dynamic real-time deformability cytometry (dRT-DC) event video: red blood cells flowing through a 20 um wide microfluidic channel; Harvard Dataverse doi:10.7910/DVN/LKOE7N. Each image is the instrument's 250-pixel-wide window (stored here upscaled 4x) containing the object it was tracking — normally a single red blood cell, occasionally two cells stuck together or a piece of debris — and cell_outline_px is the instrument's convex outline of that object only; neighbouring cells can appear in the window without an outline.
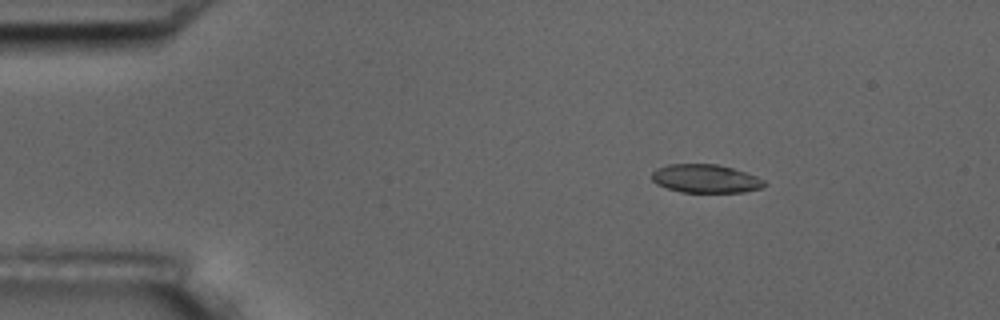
{"species": "common noctule bat (a hibernating species)", "species_latin": "Nyctalus noctula", "temperature_condition": "room temperature", "stored_images_in_passage": 8, "camera_frame_rate_fps": 3000, "um_per_image_px": 0.085, "animal": {"sex": "male", "body_mass_g": 17.5, "forearm_length_mm": 52.3}, "frame": {"image": 1, "passage_image": 3, "time_ms": 2.333, "image_size_px": [1000, 320], "cell_outline_px": [[768, 184], [760, 188], [744, 192], [680, 192], [656, 184], [652, 180], [652, 172], [656, 168], [668, 164], [716, 164], [732, 168], [756, 176], [764, 180]], "centroid_in_image_um": [59.96, 15.18], "position_along_channel_um": 25.0, "area_um2": 18.61}}
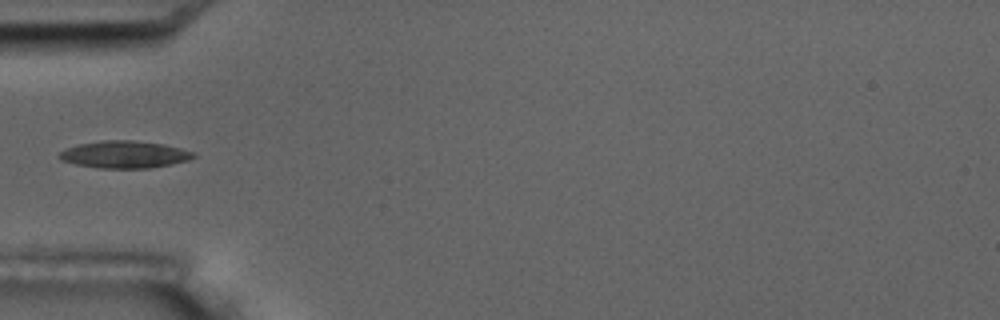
{"frame": {"image": 2, "passage_image": 6, "time_ms": 5.667, "image_size_px": [1000, 320], "cell_outline_px": [[196, 156], [188, 160], [148, 168], [100, 168], [76, 164], [60, 160], [56, 156], [60, 152], [68, 148], [80, 144], [100, 140], [136, 140], [164, 144], [196, 152]], "centroid_in_image_um": [10.58, 13.12], "position_along_channel_um": 74.4, "area_um2": 21.21}}